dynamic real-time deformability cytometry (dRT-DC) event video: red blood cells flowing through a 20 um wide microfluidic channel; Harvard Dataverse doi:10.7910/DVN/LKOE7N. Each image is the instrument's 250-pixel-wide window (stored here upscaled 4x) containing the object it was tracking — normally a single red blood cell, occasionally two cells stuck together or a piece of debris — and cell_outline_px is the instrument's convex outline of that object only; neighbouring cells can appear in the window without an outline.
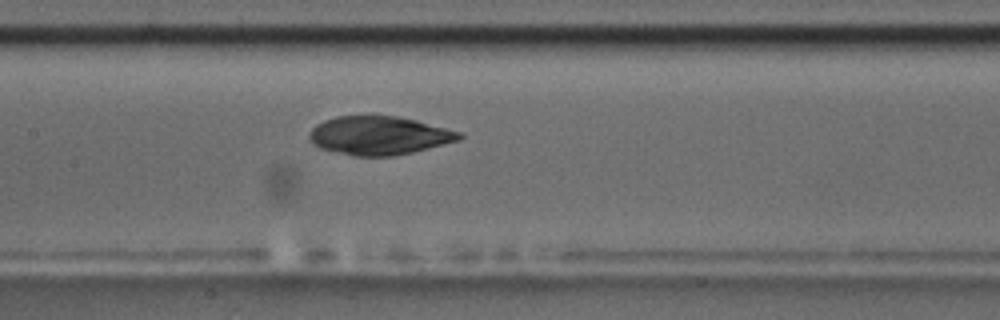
{"species": "common noctule bat (a hibernating species)", "species_latin": "Nyctalus noctula", "temperature_condition": "room temperature", "stored_images_in_passage": 33, "camera_frame_rate_fps": 3000, "um_per_image_px": 0.085, "animal": {"sex": "male", "body_mass_g": 17.5, "forearm_length_mm": 52.3}, "frame": {"image": 1, "passage_image": 10, "time_ms": 3.0, "image_size_px": [1000, 320], "cell_outline_px": [[464, 136], [460, 140], [412, 152], [392, 156], [356, 156], [320, 148], [312, 144], [308, 136], [312, 128], [316, 124], [324, 120], [336, 116], [396, 116], [416, 120], [464, 132]], "centroid_in_image_um": [32.24, 11.51], "position_along_channel_um": 175.2, "area_um2": 33.7}}